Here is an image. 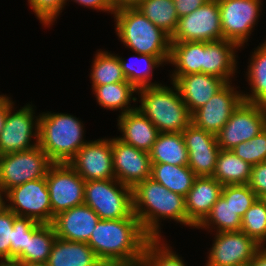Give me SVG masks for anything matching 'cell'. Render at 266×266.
Instances as JSON below:
<instances>
[{
  "mask_svg": "<svg viewBox=\"0 0 266 266\" xmlns=\"http://www.w3.org/2000/svg\"><path fill=\"white\" fill-rule=\"evenodd\" d=\"M204 42H171L169 64L175 67L170 76L202 73Z\"/></svg>",
  "mask_w": 266,
  "mask_h": 266,
  "instance_id": "25",
  "label": "cell"
},
{
  "mask_svg": "<svg viewBox=\"0 0 266 266\" xmlns=\"http://www.w3.org/2000/svg\"><path fill=\"white\" fill-rule=\"evenodd\" d=\"M14 107L13 104L7 110L4 128L0 132V155L26 151L39 144L40 116L34 115L33 107L36 106L26 104L19 110Z\"/></svg>",
  "mask_w": 266,
  "mask_h": 266,
  "instance_id": "8",
  "label": "cell"
},
{
  "mask_svg": "<svg viewBox=\"0 0 266 266\" xmlns=\"http://www.w3.org/2000/svg\"><path fill=\"white\" fill-rule=\"evenodd\" d=\"M118 116L117 126L122 135L117 138L149 153L160 133L155 125L137 108Z\"/></svg>",
  "mask_w": 266,
  "mask_h": 266,
  "instance_id": "22",
  "label": "cell"
},
{
  "mask_svg": "<svg viewBox=\"0 0 266 266\" xmlns=\"http://www.w3.org/2000/svg\"><path fill=\"white\" fill-rule=\"evenodd\" d=\"M223 185L212 176L196 177L193 187L185 196L187 219L197 227L210 213L221 197Z\"/></svg>",
  "mask_w": 266,
  "mask_h": 266,
  "instance_id": "21",
  "label": "cell"
},
{
  "mask_svg": "<svg viewBox=\"0 0 266 266\" xmlns=\"http://www.w3.org/2000/svg\"><path fill=\"white\" fill-rule=\"evenodd\" d=\"M84 204L102 220L127 218L133 213L132 188L116 179L85 181Z\"/></svg>",
  "mask_w": 266,
  "mask_h": 266,
  "instance_id": "6",
  "label": "cell"
},
{
  "mask_svg": "<svg viewBox=\"0 0 266 266\" xmlns=\"http://www.w3.org/2000/svg\"><path fill=\"white\" fill-rule=\"evenodd\" d=\"M116 55L119 58L121 68L127 81L136 89L162 84L158 82L156 83V81L151 83L153 70L164 64L158 57L135 52V60L131 58V60H134L135 62L133 61L134 63H131L130 61H126L124 58L120 57L118 54ZM141 64H143L142 70L139 69Z\"/></svg>",
  "mask_w": 266,
  "mask_h": 266,
  "instance_id": "32",
  "label": "cell"
},
{
  "mask_svg": "<svg viewBox=\"0 0 266 266\" xmlns=\"http://www.w3.org/2000/svg\"><path fill=\"white\" fill-rule=\"evenodd\" d=\"M0 266H24V263L17 259H0Z\"/></svg>",
  "mask_w": 266,
  "mask_h": 266,
  "instance_id": "50",
  "label": "cell"
},
{
  "mask_svg": "<svg viewBox=\"0 0 266 266\" xmlns=\"http://www.w3.org/2000/svg\"><path fill=\"white\" fill-rule=\"evenodd\" d=\"M223 39L218 0H208L178 20L171 42H213Z\"/></svg>",
  "mask_w": 266,
  "mask_h": 266,
  "instance_id": "13",
  "label": "cell"
},
{
  "mask_svg": "<svg viewBox=\"0 0 266 266\" xmlns=\"http://www.w3.org/2000/svg\"><path fill=\"white\" fill-rule=\"evenodd\" d=\"M39 116L38 145L53 163H68L88 142L79 118L49 111Z\"/></svg>",
  "mask_w": 266,
  "mask_h": 266,
  "instance_id": "5",
  "label": "cell"
},
{
  "mask_svg": "<svg viewBox=\"0 0 266 266\" xmlns=\"http://www.w3.org/2000/svg\"><path fill=\"white\" fill-rule=\"evenodd\" d=\"M242 101L243 91H237L232 82H227L205 105L191 114L192 124L216 135Z\"/></svg>",
  "mask_w": 266,
  "mask_h": 266,
  "instance_id": "16",
  "label": "cell"
},
{
  "mask_svg": "<svg viewBox=\"0 0 266 266\" xmlns=\"http://www.w3.org/2000/svg\"><path fill=\"white\" fill-rule=\"evenodd\" d=\"M41 225L39 222L26 217L17 216L13 224V236L10 240V259H16L27 247V236Z\"/></svg>",
  "mask_w": 266,
  "mask_h": 266,
  "instance_id": "40",
  "label": "cell"
},
{
  "mask_svg": "<svg viewBox=\"0 0 266 266\" xmlns=\"http://www.w3.org/2000/svg\"><path fill=\"white\" fill-rule=\"evenodd\" d=\"M143 0H111L114 13L128 8H137Z\"/></svg>",
  "mask_w": 266,
  "mask_h": 266,
  "instance_id": "47",
  "label": "cell"
},
{
  "mask_svg": "<svg viewBox=\"0 0 266 266\" xmlns=\"http://www.w3.org/2000/svg\"><path fill=\"white\" fill-rule=\"evenodd\" d=\"M133 214L151 239H160L161 220L169 219L196 228L188 219L185 197L147 178L132 189Z\"/></svg>",
  "mask_w": 266,
  "mask_h": 266,
  "instance_id": "2",
  "label": "cell"
},
{
  "mask_svg": "<svg viewBox=\"0 0 266 266\" xmlns=\"http://www.w3.org/2000/svg\"><path fill=\"white\" fill-rule=\"evenodd\" d=\"M248 185L258 198L266 194V161L252 166Z\"/></svg>",
  "mask_w": 266,
  "mask_h": 266,
  "instance_id": "43",
  "label": "cell"
},
{
  "mask_svg": "<svg viewBox=\"0 0 266 266\" xmlns=\"http://www.w3.org/2000/svg\"><path fill=\"white\" fill-rule=\"evenodd\" d=\"M218 3L223 39L243 48L258 23L262 0H218Z\"/></svg>",
  "mask_w": 266,
  "mask_h": 266,
  "instance_id": "11",
  "label": "cell"
},
{
  "mask_svg": "<svg viewBox=\"0 0 266 266\" xmlns=\"http://www.w3.org/2000/svg\"><path fill=\"white\" fill-rule=\"evenodd\" d=\"M188 152V167L197 177L213 176L220 147L215 134L192 123L182 132Z\"/></svg>",
  "mask_w": 266,
  "mask_h": 266,
  "instance_id": "17",
  "label": "cell"
},
{
  "mask_svg": "<svg viewBox=\"0 0 266 266\" xmlns=\"http://www.w3.org/2000/svg\"><path fill=\"white\" fill-rule=\"evenodd\" d=\"M53 162L39 145L0 155V183L6 191L25 182L46 177Z\"/></svg>",
  "mask_w": 266,
  "mask_h": 266,
  "instance_id": "7",
  "label": "cell"
},
{
  "mask_svg": "<svg viewBox=\"0 0 266 266\" xmlns=\"http://www.w3.org/2000/svg\"><path fill=\"white\" fill-rule=\"evenodd\" d=\"M4 197L7 198V191L0 183V211L5 210L7 208V199H5Z\"/></svg>",
  "mask_w": 266,
  "mask_h": 266,
  "instance_id": "49",
  "label": "cell"
},
{
  "mask_svg": "<svg viewBox=\"0 0 266 266\" xmlns=\"http://www.w3.org/2000/svg\"><path fill=\"white\" fill-rule=\"evenodd\" d=\"M27 2L44 27L53 25L66 5V0H28Z\"/></svg>",
  "mask_w": 266,
  "mask_h": 266,
  "instance_id": "41",
  "label": "cell"
},
{
  "mask_svg": "<svg viewBox=\"0 0 266 266\" xmlns=\"http://www.w3.org/2000/svg\"><path fill=\"white\" fill-rule=\"evenodd\" d=\"M241 217L234 211L230 203H227L221 196L212 206L210 213L196 227L197 229H205L211 232H230L240 231ZM211 228V229H210ZM213 229V230H212Z\"/></svg>",
  "mask_w": 266,
  "mask_h": 266,
  "instance_id": "35",
  "label": "cell"
},
{
  "mask_svg": "<svg viewBox=\"0 0 266 266\" xmlns=\"http://www.w3.org/2000/svg\"><path fill=\"white\" fill-rule=\"evenodd\" d=\"M149 155L151 164L188 166V152L182 133H159Z\"/></svg>",
  "mask_w": 266,
  "mask_h": 266,
  "instance_id": "26",
  "label": "cell"
},
{
  "mask_svg": "<svg viewBox=\"0 0 266 266\" xmlns=\"http://www.w3.org/2000/svg\"><path fill=\"white\" fill-rule=\"evenodd\" d=\"M259 245L266 246V206L257 198L241 219V229Z\"/></svg>",
  "mask_w": 266,
  "mask_h": 266,
  "instance_id": "37",
  "label": "cell"
},
{
  "mask_svg": "<svg viewBox=\"0 0 266 266\" xmlns=\"http://www.w3.org/2000/svg\"><path fill=\"white\" fill-rule=\"evenodd\" d=\"M170 78L191 114L205 105L226 84L223 79L205 73L170 76Z\"/></svg>",
  "mask_w": 266,
  "mask_h": 266,
  "instance_id": "20",
  "label": "cell"
},
{
  "mask_svg": "<svg viewBox=\"0 0 266 266\" xmlns=\"http://www.w3.org/2000/svg\"><path fill=\"white\" fill-rule=\"evenodd\" d=\"M266 128V105L242 101L224 127L216 134L221 150H232Z\"/></svg>",
  "mask_w": 266,
  "mask_h": 266,
  "instance_id": "9",
  "label": "cell"
},
{
  "mask_svg": "<svg viewBox=\"0 0 266 266\" xmlns=\"http://www.w3.org/2000/svg\"><path fill=\"white\" fill-rule=\"evenodd\" d=\"M91 68L92 89L95 86L127 81L118 56L113 53L111 54V52L102 49L98 50L94 56Z\"/></svg>",
  "mask_w": 266,
  "mask_h": 266,
  "instance_id": "33",
  "label": "cell"
},
{
  "mask_svg": "<svg viewBox=\"0 0 266 266\" xmlns=\"http://www.w3.org/2000/svg\"><path fill=\"white\" fill-rule=\"evenodd\" d=\"M47 263L49 266H99L102 262L86 242L56 238Z\"/></svg>",
  "mask_w": 266,
  "mask_h": 266,
  "instance_id": "24",
  "label": "cell"
},
{
  "mask_svg": "<svg viewBox=\"0 0 266 266\" xmlns=\"http://www.w3.org/2000/svg\"><path fill=\"white\" fill-rule=\"evenodd\" d=\"M260 199L264 202V204H265V206H266V194L263 195Z\"/></svg>",
  "mask_w": 266,
  "mask_h": 266,
  "instance_id": "53",
  "label": "cell"
},
{
  "mask_svg": "<svg viewBox=\"0 0 266 266\" xmlns=\"http://www.w3.org/2000/svg\"><path fill=\"white\" fill-rule=\"evenodd\" d=\"M196 174L188 166L171 164H151V176L171 192L186 196L196 179Z\"/></svg>",
  "mask_w": 266,
  "mask_h": 266,
  "instance_id": "29",
  "label": "cell"
},
{
  "mask_svg": "<svg viewBox=\"0 0 266 266\" xmlns=\"http://www.w3.org/2000/svg\"><path fill=\"white\" fill-rule=\"evenodd\" d=\"M56 238L52 224H41L27 236V247L16 259L23 263L47 262Z\"/></svg>",
  "mask_w": 266,
  "mask_h": 266,
  "instance_id": "31",
  "label": "cell"
},
{
  "mask_svg": "<svg viewBox=\"0 0 266 266\" xmlns=\"http://www.w3.org/2000/svg\"><path fill=\"white\" fill-rule=\"evenodd\" d=\"M113 15L116 35L125 48L134 53L156 56L168 65L171 48L168 34L137 8L122 9Z\"/></svg>",
  "mask_w": 266,
  "mask_h": 266,
  "instance_id": "3",
  "label": "cell"
},
{
  "mask_svg": "<svg viewBox=\"0 0 266 266\" xmlns=\"http://www.w3.org/2000/svg\"><path fill=\"white\" fill-rule=\"evenodd\" d=\"M221 196L241 218L258 198L248 184L224 185Z\"/></svg>",
  "mask_w": 266,
  "mask_h": 266,
  "instance_id": "38",
  "label": "cell"
},
{
  "mask_svg": "<svg viewBox=\"0 0 266 266\" xmlns=\"http://www.w3.org/2000/svg\"><path fill=\"white\" fill-rule=\"evenodd\" d=\"M164 242L163 238L150 239L145 246L139 266H187L180 255Z\"/></svg>",
  "mask_w": 266,
  "mask_h": 266,
  "instance_id": "36",
  "label": "cell"
},
{
  "mask_svg": "<svg viewBox=\"0 0 266 266\" xmlns=\"http://www.w3.org/2000/svg\"><path fill=\"white\" fill-rule=\"evenodd\" d=\"M6 199L7 208L16 216L51 224L50 196L45 177L11 188Z\"/></svg>",
  "mask_w": 266,
  "mask_h": 266,
  "instance_id": "12",
  "label": "cell"
},
{
  "mask_svg": "<svg viewBox=\"0 0 266 266\" xmlns=\"http://www.w3.org/2000/svg\"><path fill=\"white\" fill-rule=\"evenodd\" d=\"M252 166L236 156L232 150H220L213 174L224 185L248 184Z\"/></svg>",
  "mask_w": 266,
  "mask_h": 266,
  "instance_id": "30",
  "label": "cell"
},
{
  "mask_svg": "<svg viewBox=\"0 0 266 266\" xmlns=\"http://www.w3.org/2000/svg\"><path fill=\"white\" fill-rule=\"evenodd\" d=\"M99 220L88 205L82 204L58 213L52 225L57 238L87 243Z\"/></svg>",
  "mask_w": 266,
  "mask_h": 266,
  "instance_id": "19",
  "label": "cell"
},
{
  "mask_svg": "<svg viewBox=\"0 0 266 266\" xmlns=\"http://www.w3.org/2000/svg\"><path fill=\"white\" fill-rule=\"evenodd\" d=\"M205 266H248L261 247L242 231L215 232Z\"/></svg>",
  "mask_w": 266,
  "mask_h": 266,
  "instance_id": "14",
  "label": "cell"
},
{
  "mask_svg": "<svg viewBox=\"0 0 266 266\" xmlns=\"http://www.w3.org/2000/svg\"><path fill=\"white\" fill-rule=\"evenodd\" d=\"M248 266H266V246H261Z\"/></svg>",
  "mask_w": 266,
  "mask_h": 266,
  "instance_id": "48",
  "label": "cell"
},
{
  "mask_svg": "<svg viewBox=\"0 0 266 266\" xmlns=\"http://www.w3.org/2000/svg\"><path fill=\"white\" fill-rule=\"evenodd\" d=\"M238 48L236 43L225 39L204 42L202 73L219 77L226 83L232 82L237 72L238 51L236 50H240Z\"/></svg>",
  "mask_w": 266,
  "mask_h": 266,
  "instance_id": "23",
  "label": "cell"
},
{
  "mask_svg": "<svg viewBox=\"0 0 266 266\" xmlns=\"http://www.w3.org/2000/svg\"><path fill=\"white\" fill-rule=\"evenodd\" d=\"M150 239L132 213L123 219H100L87 244L101 262L139 266Z\"/></svg>",
  "mask_w": 266,
  "mask_h": 266,
  "instance_id": "1",
  "label": "cell"
},
{
  "mask_svg": "<svg viewBox=\"0 0 266 266\" xmlns=\"http://www.w3.org/2000/svg\"><path fill=\"white\" fill-rule=\"evenodd\" d=\"M24 266H49L47 262L24 263Z\"/></svg>",
  "mask_w": 266,
  "mask_h": 266,
  "instance_id": "52",
  "label": "cell"
},
{
  "mask_svg": "<svg viewBox=\"0 0 266 266\" xmlns=\"http://www.w3.org/2000/svg\"><path fill=\"white\" fill-rule=\"evenodd\" d=\"M99 266H132L125 263H108V262H102Z\"/></svg>",
  "mask_w": 266,
  "mask_h": 266,
  "instance_id": "51",
  "label": "cell"
},
{
  "mask_svg": "<svg viewBox=\"0 0 266 266\" xmlns=\"http://www.w3.org/2000/svg\"><path fill=\"white\" fill-rule=\"evenodd\" d=\"M14 104L10 97L6 94L0 95V132L4 128L5 119L7 116V110Z\"/></svg>",
  "mask_w": 266,
  "mask_h": 266,
  "instance_id": "46",
  "label": "cell"
},
{
  "mask_svg": "<svg viewBox=\"0 0 266 266\" xmlns=\"http://www.w3.org/2000/svg\"><path fill=\"white\" fill-rule=\"evenodd\" d=\"M113 169L115 179L134 188L151 176L149 153L139 150L118 139L112 138Z\"/></svg>",
  "mask_w": 266,
  "mask_h": 266,
  "instance_id": "18",
  "label": "cell"
},
{
  "mask_svg": "<svg viewBox=\"0 0 266 266\" xmlns=\"http://www.w3.org/2000/svg\"><path fill=\"white\" fill-rule=\"evenodd\" d=\"M70 0H66V3ZM79 5H82L86 8H91L94 10H99L114 14L113 5L111 0H71Z\"/></svg>",
  "mask_w": 266,
  "mask_h": 266,
  "instance_id": "45",
  "label": "cell"
},
{
  "mask_svg": "<svg viewBox=\"0 0 266 266\" xmlns=\"http://www.w3.org/2000/svg\"><path fill=\"white\" fill-rule=\"evenodd\" d=\"M208 0H174L176 13L179 18L188 15L201 7Z\"/></svg>",
  "mask_w": 266,
  "mask_h": 266,
  "instance_id": "44",
  "label": "cell"
},
{
  "mask_svg": "<svg viewBox=\"0 0 266 266\" xmlns=\"http://www.w3.org/2000/svg\"><path fill=\"white\" fill-rule=\"evenodd\" d=\"M92 91L99 106L112 111L120 110L119 115L137 107L131 106L132 100L137 102V97H134L137 89L128 81L95 86Z\"/></svg>",
  "mask_w": 266,
  "mask_h": 266,
  "instance_id": "27",
  "label": "cell"
},
{
  "mask_svg": "<svg viewBox=\"0 0 266 266\" xmlns=\"http://www.w3.org/2000/svg\"><path fill=\"white\" fill-rule=\"evenodd\" d=\"M251 53L246 79L250 92H243V101L266 105V40Z\"/></svg>",
  "mask_w": 266,
  "mask_h": 266,
  "instance_id": "28",
  "label": "cell"
},
{
  "mask_svg": "<svg viewBox=\"0 0 266 266\" xmlns=\"http://www.w3.org/2000/svg\"><path fill=\"white\" fill-rule=\"evenodd\" d=\"M165 84L137 89L139 109L160 133H182L192 123V115L176 87Z\"/></svg>",
  "mask_w": 266,
  "mask_h": 266,
  "instance_id": "4",
  "label": "cell"
},
{
  "mask_svg": "<svg viewBox=\"0 0 266 266\" xmlns=\"http://www.w3.org/2000/svg\"><path fill=\"white\" fill-rule=\"evenodd\" d=\"M68 164L84 181L115 179L112 138L89 140Z\"/></svg>",
  "mask_w": 266,
  "mask_h": 266,
  "instance_id": "15",
  "label": "cell"
},
{
  "mask_svg": "<svg viewBox=\"0 0 266 266\" xmlns=\"http://www.w3.org/2000/svg\"><path fill=\"white\" fill-rule=\"evenodd\" d=\"M232 151L251 166L266 161V128L251 140L238 144Z\"/></svg>",
  "mask_w": 266,
  "mask_h": 266,
  "instance_id": "39",
  "label": "cell"
},
{
  "mask_svg": "<svg viewBox=\"0 0 266 266\" xmlns=\"http://www.w3.org/2000/svg\"><path fill=\"white\" fill-rule=\"evenodd\" d=\"M16 217L8 208L0 211V259H10V240L13 236V224Z\"/></svg>",
  "mask_w": 266,
  "mask_h": 266,
  "instance_id": "42",
  "label": "cell"
},
{
  "mask_svg": "<svg viewBox=\"0 0 266 266\" xmlns=\"http://www.w3.org/2000/svg\"><path fill=\"white\" fill-rule=\"evenodd\" d=\"M137 9L170 37L176 32L179 17L174 0H143Z\"/></svg>",
  "mask_w": 266,
  "mask_h": 266,
  "instance_id": "34",
  "label": "cell"
},
{
  "mask_svg": "<svg viewBox=\"0 0 266 266\" xmlns=\"http://www.w3.org/2000/svg\"><path fill=\"white\" fill-rule=\"evenodd\" d=\"M51 204V224L54 216L84 204L85 181L68 163H53L46 174Z\"/></svg>",
  "mask_w": 266,
  "mask_h": 266,
  "instance_id": "10",
  "label": "cell"
}]
</instances>
